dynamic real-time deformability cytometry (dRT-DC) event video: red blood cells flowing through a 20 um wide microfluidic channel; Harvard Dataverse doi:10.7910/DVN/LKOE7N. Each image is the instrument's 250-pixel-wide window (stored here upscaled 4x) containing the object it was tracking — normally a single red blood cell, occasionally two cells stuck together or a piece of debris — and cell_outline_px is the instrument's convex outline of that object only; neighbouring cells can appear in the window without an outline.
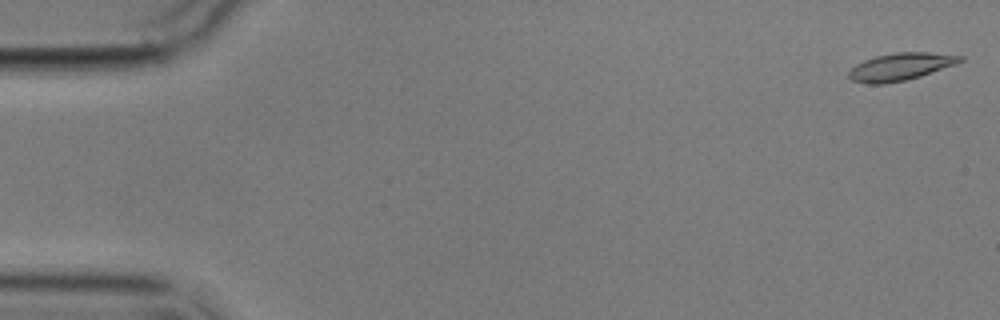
{"species": "common noctule bat (a hibernating species)", "species_latin": "Nyctalus noctula", "temperature_condition": "cold", "stored_images_in_passage": 5, "camera_frame_rate_fps": 3000, "um_per_image_px": 0.085, "animal": {"sex": "male", "body_mass_g": 17.9}, "frame": {"image": 1, "passage_image": 1, "time_ms": 0.0, "image_size_px": [1000, 320], "cell_outline_px": [[964, 60], [956, 64], [920, 76], [904, 80], [884, 84], [868, 84], [852, 80], [848, 76], [848, 72], [856, 64], [864, 60], [876, 56], [896, 52], [928, 52], [964, 56]], "centroid_in_image_um": [76.54, 5.66], "position_along_channel_um": 8.5, "area_um2": 17.69}}
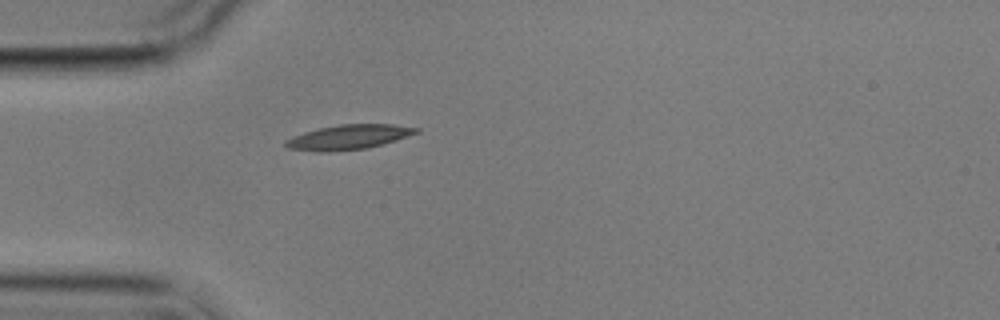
{"frame": {"image": 2, "passage_image": 5, "time_ms": 5.0, "image_size_px": [1000, 320], "cell_outline_px": [[420, 132], [396, 140], [368, 148], [328, 152], [316, 152], [288, 148], [284, 144], [284, 140], [292, 136], [304, 132], [320, 128], [340, 124], [392, 124], [420, 128]], "centroid_in_image_um": [29.62, 11.66], "position_along_channel_um": 55.4, "area_um2": 18.9}}